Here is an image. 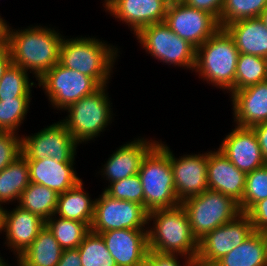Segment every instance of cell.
I'll list each match as a JSON object with an SVG mask.
<instances>
[{
	"label": "cell",
	"mask_w": 267,
	"mask_h": 266,
	"mask_svg": "<svg viewBox=\"0 0 267 266\" xmlns=\"http://www.w3.org/2000/svg\"><path fill=\"white\" fill-rule=\"evenodd\" d=\"M117 266H140L147 257L148 229H120L100 233Z\"/></svg>",
	"instance_id": "cell-17"
},
{
	"label": "cell",
	"mask_w": 267,
	"mask_h": 266,
	"mask_svg": "<svg viewBox=\"0 0 267 266\" xmlns=\"http://www.w3.org/2000/svg\"><path fill=\"white\" fill-rule=\"evenodd\" d=\"M44 226L45 220L18 205L11 211L6 208L3 210L2 231L6 235L4 244L13 251L16 258L32 244Z\"/></svg>",
	"instance_id": "cell-18"
},
{
	"label": "cell",
	"mask_w": 267,
	"mask_h": 266,
	"mask_svg": "<svg viewBox=\"0 0 267 266\" xmlns=\"http://www.w3.org/2000/svg\"><path fill=\"white\" fill-rule=\"evenodd\" d=\"M32 97L0 100V131L17 133L30 109Z\"/></svg>",
	"instance_id": "cell-34"
},
{
	"label": "cell",
	"mask_w": 267,
	"mask_h": 266,
	"mask_svg": "<svg viewBox=\"0 0 267 266\" xmlns=\"http://www.w3.org/2000/svg\"><path fill=\"white\" fill-rule=\"evenodd\" d=\"M3 210H4V207L0 205V233H2Z\"/></svg>",
	"instance_id": "cell-47"
},
{
	"label": "cell",
	"mask_w": 267,
	"mask_h": 266,
	"mask_svg": "<svg viewBox=\"0 0 267 266\" xmlns=\"http://www.w3.org/2000/svg\"><path fill=\"white\" fill-rule=\"evenodd\" d=\"M45 225L63 249L78 248L90 232V227L86 223L56 217L55 214L45 221Z\"/></svg>",
	"instance_id": "cell-29"
},
{
	"label": "cell",
	"mask_w": 267,
	"mask_h": 266,
	"mask_svg": "<svg viewBox=\"0 0 267 266\" xmlns=\"http://www.w3.org/2000/svg\"><path fill=\"white\" fill-rule=\"evenodd\" d=\"M27 161L30 182L44 185L58 194L73 188L82 180L77 176L74 163H61L50 157Z\"/></svg>",
	"instance_id": "cell-22"
},
{
	"label": "cell",
	"mask_w": 267,
	"mask_h": 266,
	"mask_svg": "<svg viewBox=\"0 0 267 266\" xmlns=\"http://www.w3.org/2000/svg\"><path fill=\"white\" fill-rule=\"evenodd\" d=\"M63 250L45 225L18 259L25 266H56L61 259Z\"/></svg>",
	"instance_id": "cell-25"
},
{
	"label": "cell",
	"mask_w": 267,
	"mask_h": 266,
	"mask_svg": "<svg viewBox=\"0 0 267 266\" xmlns=\"http://www.w3.org/2000/svg\"><path fill=\"white\" fill-rule=\"evenodd\" d=\"M56 266H82L79 250L64 249L61 259Z\"/></svg>",
	"instance_id": "cell-41"
},
{
	"label": "cell",
	"mask_w": 267,
	"mask_h": 266,
	"mask_svg": "<svg viewBox=\"0 0 267 266\" xmlns=\"http://www.w3.org/2000/svg\"><path fill=\"white\" fill-rule=\"evenodd\" d=\"M253 232L251 220L245 213L210 231L198 241L195 266H213Z\"/></svg>",
	"instance_id": "cell-12"
},
{
	"label": "cell",
	"mask_w": 267,
	"mask_h": 266,
	"mask_svg": "<svg viewBox=\"0 0 267 266\" xmlns=\"http://www.w3.org/2000/svg\"><path fill=\"white\" fill-rule=\"evenodd\" d=\"M230 96L236 126L252 128L267 122V81L234 91Z\"/></svg>",
	"instance_id": "cell-21"
},
{
	"label": "cell",
	"mask_w": 267,
	"mask_h": 266,
	"mask_svg": "<svg viewBox=\"0 0 267 266\" xmlns=\"http://www.w3.org/2000/svg\"><path fill=\"white\" fill-rule=\"evenodd\" d=\"M259 18L262 20V22L264 23V25L267 27V7L260 14Z\"/></svg>",
	"instance_id": "cell-45"
},
{
	"label": "cell",
	"mask_w": 267,
	"mask_h": 266,
	"mask_svg": "<svg viewBox=\"0 0 267 266\" xmlns=\"http://www.w3.org/2000/svg\"><path fill=\"white\" fill-rule=\"evenodd\" d=\"M157 142L141 137L116 148L103 165L101 176L111 184L138 174L142 159Z\"/></svg>",
	"instance_id": "cell-20"
},
{
	"label": "cell",
	"mask_w": 267,
	"mask_h": 266,
	"mask_svg": "<svg viewBox=\"0 0 267 266\" xmlns=\"http://www.w3.org/2000/svg\"><path fill=\"white\" fill-rule=\"evenodd\" d=\"M267 81L265 57L239 53L235 73V91Z\"/></svg>",
	"instance_id": "cell-30"
},
{
	"label": "cell",
	"mask_w": 267,
	"mask_h": 266,
	"mask_svg": "<svg viewBox=\"0 0 267 266\" xmlns=\"http://www.w3.org/2000/svg\"><path fill=\"white\" fill-rule=\"evenodd\" d=\"M267 7V0H224L218 20L224 28L232 22L259 17Z\"/></svg>",
	"instance_id": "cell-32"
},
{
	"label": "cell",
	"mask_w": 267,
	"mask_h": 266,
	"mask_svg": "<svg viewBox=\"0 0 267 266\" xmlns=\"http://www.w3.org/2000/svg\"><path fill=\"white\" fill-rule=\"evenodd\" d=\"M10 131H0V171L22 154V136Z\"/></svg>",
	"instance_id": "cell-37"
},
{
	"label": "cell",
	"mask_w": 267,
	"mask_h": 266,
	"mask_svg": "<svg viewBox=\"0 0 267 266\" xmlns=\"http://www.w3.org/2000/svg\"><path fill=\"white\" fill-rule=\"evenodd\" d=\"M255 132L262 155L267 162V122L252 127Z\"/></svg>",
	"instance_id": "cell-42"
},
{
	"label": "cell",
	"mask_w": 267,
	"mask_h": 266,
	"mask_svg": "<svg viewBox=\"0 0 267 266\" xmlns=\"http://www.w3.org/2000/svg\"><path fill=\"white\" fill-rule=\"evenodd\" d=\"M186 5L206 11L213 15L217 20L220 18L224 0H181Z\"/></svg>",
	"instance_id": "cell-40"
},
{
	"label": "cell",
	"mask_w": 267,
	"mask_h": 266,
	"mask_svg": "<svg viewBox=\"0 0 267 266\" xmlns=\"http://www.w3.org/2000/svg\"><path fill=\"white\" fill-rule=\"evenodd\" d=\"M23 136L22 154L27 160L50 157L61 163H75L79 143L61 121L47 125L37 133Z\"/></svg>",
	"instance_id": "cell-11"
},
{
	"label": "cell",
	"mask_w": 267,
	"mask_h": 266,
	"mask_svg": "<svg viewBox=\"0 0 267 266\" xmlns=\"http://www.w3.org/2000/svg\"><path fill=\"white\" fill-rule=\"evenodd\" d=\"M38 86H42L52 107L61 111L100 87L92 77L59 63L38 80Z\"/></svg>",
	"instance_id": "cell-10"
},
{
	"label": "cell",
	"mask_w": 267,
	"mask_h": 266,
	"mask_svg": "<svg viewBox=\"0 0 267 266\" xmlns=\"http://www.w3.org/2000/svg\"><path fill=\"white\" fill-rule=\"evenodd\" d=\"M63 37L54 28L28 26L14 30L8 27L7 46L12 64L32 73L40 80L51 68L59 63V50ZM32 71V72H31Z\"/></svg>",
	"instance_id": "cell-1"
},
{
	"label": "cell",
	"mask_w": 267,
	"mask_h": 266,
	"mask_svg": "<svg viewBox=\"0 0 267 266\" xmlns=\"http://www.w3.org/2000/svg\"><path fill=\"white\" fill-rule=\"evenodd\" d=\"M103 190L112 198L132 201L144 206L143 187L138 174L113 182Z\"/></svg>",
	"instance_id": "cell-36"
},
{
	"label": "cell",
	"mask_w": 267,
	"mask_h": 266,
	"mask_svg": "<svg viewBox=\"0 0 267 266\" xmlns=\"http://www.w3.org/2000/svg\"><path fill=\"white\" fill-rule=\"evenodd\" d=\"M28 73L21 67L11 64L0 80V100L31 97V88L37 84L30 82Z\"/></svg>",
	"instance_id": "cell-33"
},
{
	"label": "cell",
	"mask_w": 267,
	"mask_h": 266,
	"mask_svg": "<svg viewBox=\"0 0 267 266\" xmlns=\"http://www.w3.org/2000/svg\"><path fill=\"white\" fill-rule=\"evenodd\" d=\"M11 64L12 58L9 47L7 44L0 46V80Z\"/></svg>",
	"instance_id": "cell-43"
},
{
	"label": "cell",
	"mask_w": 267,
	"mask_h": 266,
	"mask_svg": "<svg viewBox=\"0 0 267 266\" xmlns=\"http://www.w3.org/2000/svg\"><path fill=\"white\" fill-rule=\"evenodd\" d=\"M213 266H267L262 232L254 231Z\"/></svg>",
	"instance_id": "cell-27"
},
{
	"label": "cell",
	"mask_w": 267,
	"mask_h": 266,
	"mask_svg": "<svg viewBox=\"0 0 267 266\" xmlns=\"http://www.w3.org/2000/svg\"><path fill=\"white\" fill-rule=\"evenodd\" d=\"M218 150L246 174L267 164L252 128L234 126Z\"/></svg>",
	"instance_id": "cell-16"
},
{
	"label": "cell",
	"mask_w": 267,
	"mask_h": 266,
	"mask_svg": "<svg viewBox=\"0 0 267 266\" xmlns=\"http://www.w3.org/2000/svg\"><path fill=\"white\" fill-rule=\"evenodd\" d=\"M170 164L173 171L176 197L180 203L208 190V152L184 154L176 158L170 149Z\"/></svg>",
	"instance_id": "cell-14"
},
{
	"label": "cell",
	"mask_w": 267,
	"mask_h": 266,
	"mask_svg": "<svg viewBox=\"0 0 267 266\" xmlns=\"http://www.w3.org/2000/svg\"><path fill=\"white\" fill-rule=\"evenodd\" d=\"M246 173L239 170L218 149L208 152V190L231 197L238 204L245 190Z\"/></svg>",
	"instance_id": "cell-19"
},
{
	"label": "cell",
	"mask_w": 267,
	"mask_h": 266,
	"mask_svg": "<svg viewBox=\"0 0 267 266\" xmlns=\"http://www.w3.org/2000/svg\"><path fill=\"white\" fill-rule=\"evenodd\" d=\"M0 266H11L9 263L5 262V260L0 264Z\"/></svg>",
	"instance_id": "cell-49"
},
{
	"label": "cell",
	"mask_w": 267,
	"mask_h": 266,
	"mask_svg": "<svg viewBox=\"0 0 267 266\" xmlns=\"http://www.w3.org/2000/svg\"><path fill=\"white\" fill-rule=\"evenodd\" d=\"M8 22L0 15V46L7 44V35H8Z\"/></svg>",
	"instance_id": "cell-44"
},
{
	"label": "cell",
	"mask_w": 267,
	"mask_h": 266,
	"mask_svg": "<svg viewBox=\"0 0 267 266\" xmlns=\"http://www.w3.org/2000/svg\"><path fill=\"white\" fill-rule=\"evenodd\" d=\"M164 22L196 49L220 28L213 15L190 7L182 1L169 2Z\"/></svg>",
	"instance_id": "cell-13"
},
{
	"label": "cell",
	"mask_w": 267,
	"mask_h": 266,
	"mask_svg": "<svg viewBox=\"0 0 267 266\" xmlns=\"http://www.w3.org/2000/svg\"><path fill=\"white\" fill-rule=\"evenodd\" d=\"M148 211L143 205L112 198L104 190L95 199L90 231L100 234L110 230L148 229Z\"/></svg>",
	"instance_id": "cell-9"
},
{
	"label": "cell",
	"mask_w": 267,
	"mask_h": 266,
	"mask_svg": "<svg viewBox=\"0 0 267 266\" xmlns=\"http://www.w3.org/2000/svg\"><path fill=\"white\" fill-rule=\"evenodd\" d=\"M82 180L73 188L58 195L55 215L69 220L82 221L89 227L94 216L95 200L84 191Z\"/></svg>",
	"instance_id": "cell-24"
},
{
	"label": "cell",
	"mask_w": 267,
	"mask_h": 266,
	"mask_svg": "<svg viewBox=\"0 0 267 266\" xmlns=\"http://www.w3.org/2000/svg\"><path fill=\"white\" fill-rule=\"evenodd\" d=\"M5 259H3V257H1L0 255V264L4 261Z\"/></svg>",
	"instance_id": "cell-50"
},
{
	"label": "cell",
	"mask_w": 267,
	"mask_h": 266,
	"mask_svg": "<svg viewBox=\"0 0 267 266\" xmlns=\"http://www.w3.org/2000/svg\"><path fill=\"white\" fill-rule=\"evenodd\" d=\"M169 0H108L110 16L124 22L136 34L141 28L165 21Z\"/></svg>",
	"instance_id": "cell-15"
},
{
	"label": "cell",
	"mask_w": 267,
	"mask_h": 266,
	"mask_svg": "<svg viewBox=\"0 0 267 266\" xmlns=\"http://www.w3.org/2000/svg\"><path fill=\"white\" fill-rule=\"evenodd\" d=\"M138 175L143 187L144 208L148 212L181 204L176 197L170 148L167 144L157 142L147 152L142 159Z\"/></svg>",
	"instance_id": "cell-5"
},
{
	"label": "cell",
	"mask_w": 267,
	"mask_h": 266,
	"mask_svg": "<svg viewBox=\"0 0 267 266\" xmlns=\"http://www.w3.org/2000/svg\"><path fill=\"white\" fill-rule=\"evenodd\" d=\"M118 53L117 46L95 37H63L59 64L92 77L100 86L108 85Z\"/></svg>",
	"instance_id": "cell-3"
},
{
	"label": "cell",
	"mask_w": 267,
	"mask_h": 266,
	"mask_svg": "<svg viewBox=\"0 0 267 266\" xmlns=\"http://www.w3.org/2000/svg\"><path fill=\"white\" fill-rule=\"evenodd\" d=\"M30 183L29 166L21 154L11 164L0 171V205L18 201ZM9 202V203H8Z\"/></svg>",
	"instance_id": "cell-26"
},
{
	"label": "cell",
	"mask_w": 267,
	"mask_h": 266,
	"mask_svg": "<svg viewBox=\"0 0 267 266\" xmlns=\"http://www.w3.org/2000/svg\"><path fill=\"white\" fill-rule=\"evenodd\" d=\"M58 193L52 189L30 182L22 192L18 206L48 220L56 212Z\"/></svg>",
	"instance_id": "cell-28"
},
{
	"label": "cell",
	"mask_w": 267,
	"mask_h": 266,
	"mask_svg": "<svg viewBox=\"0 0 267 266\" xmlns=\"http://www.w3.org/2000/svg\"><path fill=\"white\" fill-rule=\"evenodd\" d=\"M267 198V164L246 174L245 190L238 204L246 213L255 203Z\"/></svg>",
	"instance_id": "cell-35"
},
{
	"label": "cell",
	"mask_w": 267,
	"mask_h": 266,
	"mask_svg": "<svg viewBox=\"0 0 267 266\" xmlns=\"http://www.w3.org/2000/svg\"><path fill=\"white\" fill-rule=\"evenodd\" d=\"M239 51L224 28H219L196 49L194 72L219 89L235 91V73Z\"/></svg>",
	"instance_id": "cell-4"
},
{
	"label": "cell",
	"mask_w": 267,
	"mask_h": 266,
	"mask_svg": "<svg viewBox=\"0 0 267 266\" xmlns=\"http://www.w3.org/2000/svg\"><path fill=\"white\" fill-rule=\"evenodd\" d=\"M17 266H25L18 258L16 260Z\"/></svg>",
	"instance_id": "cell-48"
},
{
	"label": "cell",
	"mask_w": 267,
	"mask_h": 266,
	"mask_svg": "<svg viewBox=\"0 0 267 266\" xmlns=\"http://www.w3.org/2000/svg\"><path fill=\"white\" fill-rule=\"evenodd\" d=\"M152 220L153 226H148L149 251L178 254L184 261L195 262L198 240L191 232L188 214L181 204L148 212V224Z\"/></svg>",
	"instance_id": "cell-2"
},
{
	"label": "cell",
	"mask_w": 267,
	"mask_h": 266,
	"mask_svg": "<svg viewBox=\"0 0 267 266\" xmlns=\"http://www.w3.org/2000/svg\"><path fill=\"white\" fill-rule=\"evenodd\" d=\"M181 205L188 214L191 232L198 241L210 231L233 221L241 214L236 201L225 194L211 190L190 197Z\"/></svg>",
	"instance_id": "cell-7"
},
{
	"label": "cell",
	"mask_w": 267,
	"mask_h": 266,
	"mask_svg": "<svg viewBox=\"0 0 267 266\" xmlns=\"http://www.w3.org/2000/svg\"><path fill=\"white\" fill-rule=\"evenodd\" d=\"M106 87L107 85H101L93 93L64 109L68 117L61 122L79 144L94 140L112 123L114 115Z\"/></svg>",
	"instance_id": "cell-6"
},
{
	"label": "cell",
	"mask_w": 267,
	"mask_h": 266,
	"mask_svg": "<svg viewBox=\"0 0 267 266\" xmlns=\"http://www.w3.org/2000/svg\"><path fill=\"white\" fill-rule=\"evenodd\" d=\"M178 258V254H162L149 251L140 266H182ZM183 266H195V262L185 261Z\"/></svg>",
	"instance_id": "cell-38"
},
{
	"label": "cell",
	"mask_w": 267,
	"mask_h": 266,
	"mask_svg": "<svg viewBox=\"0 0 267 266\" xmlns=\"http://www.w3.org/2000/svg\"><path fill=\"white\" fill-rule=\"evenodd\" d=\"M77 249L82 266H117L100 234L90 231Z\"/></svg>",
	"instance_id": "cell-31"
},
{
	"label": "cell",
	"mask_w": 267,
	"mask_h": 266,
	"mask_svg": "<svg viewBox=\"0 0 267 266\" xmlns=\"http://www.w3.org/2000/svg\"><path fill=\"white\" fill-rule=\"evenodd\" d=\"M263 241H264V249L266 255V263H267V230L262 231Z\"/></svg>",
	"instance_id": "cell-46"
},
{
	"label": "cell",
	"mask_w": 267,
	"mask_h": 266,
	"mask_svg": "<svg viewBox=\"0 0 267 266\" xmlns=\"http://www.w3.org/2000/svg\"><path fill=\"white\" fill-rule=\"evenodd\" d=\"M135 37L147 54L163 64L194 71L196 48L174 33L165 22L145 26Z\"/></svg>",
	"instance_id": "cell-8"
},
{
	"label": "cell",
	"mask_w": 267,
	"mask_h": 266,
	"mask_svg": "<svg viewBox=\"0 0 267 266\" xmlns=\"http://www.w3.org/2000/svg\"><path fill=\"white\" fill-rule=\"evenodd\" d=\"M245 214L251 220L254 231L267 230V198L255 203Z\"/></svg>",
	"instance_id": "cell-39"
},
{
	"label": "cell",
	"mask_w": 267,
	"mask_h": 266,
	"mask_svg": "<svg viewBox=\"0 0 267 266\" xmlns=\"http://www.w3.org/2000/svg\"><path fill=\"white\" fill-rule=\"evenodd\" d=\"M224 29L234 40L239 53L267 57V27L259 17L232 22Z\"/></svg>",
	"instance_id": "cell-23"
}]
</instances>
